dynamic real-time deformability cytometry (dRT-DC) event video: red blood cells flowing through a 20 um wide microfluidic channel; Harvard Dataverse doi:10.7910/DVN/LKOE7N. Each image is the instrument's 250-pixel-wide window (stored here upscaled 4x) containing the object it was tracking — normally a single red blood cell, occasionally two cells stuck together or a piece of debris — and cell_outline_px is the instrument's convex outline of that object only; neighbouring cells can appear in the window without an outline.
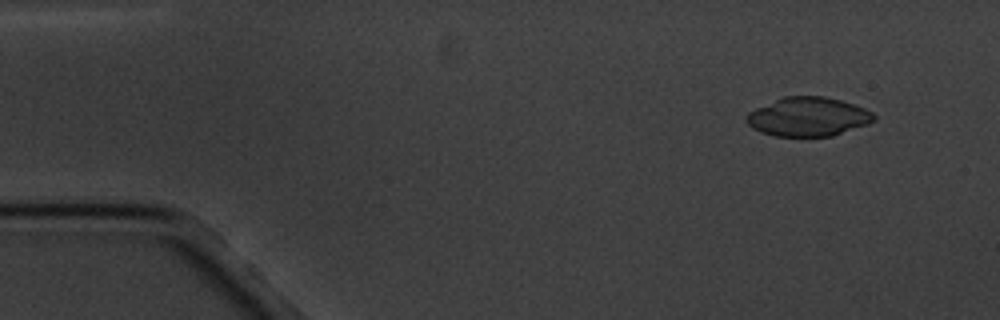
{"species": "common noctule bat (a hibernating species)", "species_latin": "Nyctalus noctula", "temperature_condition": "cold", "stored_images_in_passage": 4, "camera_frame_rate_fps": 3000, "um_per_image_px": 0.085, "animal": {"sex": "male", "body_mass_g": 20.1, "forearm_length_mm": 53.5}, "frame": {"image": 1, "passage_image": 1, "time_ms": 0.0, "image_size_px": [1000, 320], "cell_outline_px": [[876, 120], [868, 124], [832, 136], [772, 136], [760, 132], [752, 128], [744, 120], [744, 116], [748, 112], [756, 108], [784, 96], [824, 96], [840, 100], [864, 108], [872, 112], [876, 116]], "centroid_in_image_um": [68.66, 9.93], "position_along_channel_um": 16.3, "area_um2": 29.07}}